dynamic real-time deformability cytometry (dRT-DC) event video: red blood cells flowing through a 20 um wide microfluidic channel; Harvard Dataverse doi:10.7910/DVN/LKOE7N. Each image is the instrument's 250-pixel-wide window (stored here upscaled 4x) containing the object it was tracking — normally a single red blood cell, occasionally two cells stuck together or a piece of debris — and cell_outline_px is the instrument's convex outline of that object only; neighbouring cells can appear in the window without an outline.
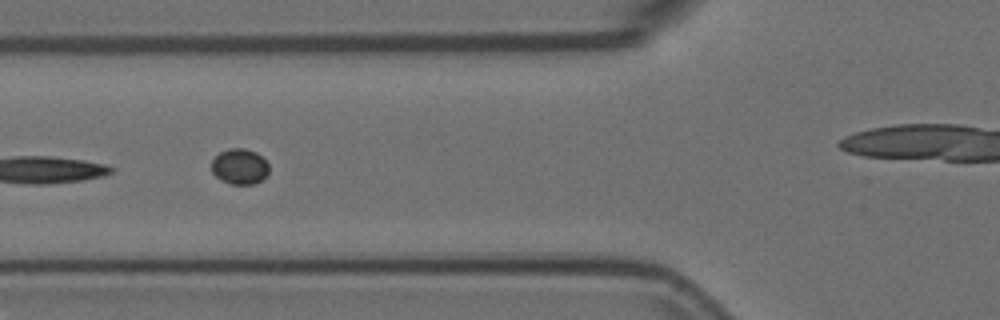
{"species": "Egyptian fruit bat (a non-hibernating species)", "species_latin": "Rousettus aegyptiacus", "temperature_condition": "room temperature", "stored_images_in_passage": 15, "camera_frame_rate_fps": 3000, "um_per_image_px": 0.085, "animal": {"sex": "female"}, "frame": {"image": 1, "passage_image": 5, "time_ms": 1.333, "image_size_px": [1000, 320], "cell_outline_px": [[268, 172], [256, 184], [232, 184], [220, 180], [212, 172], [212, 160], [220, 152], [232, 148], [244, 148], [256, 152], [268, 164]], "centroid_in_image_um": [20.35, 14.16], "position_along_channel_um": 105.4, "area_um2": 11.73}}
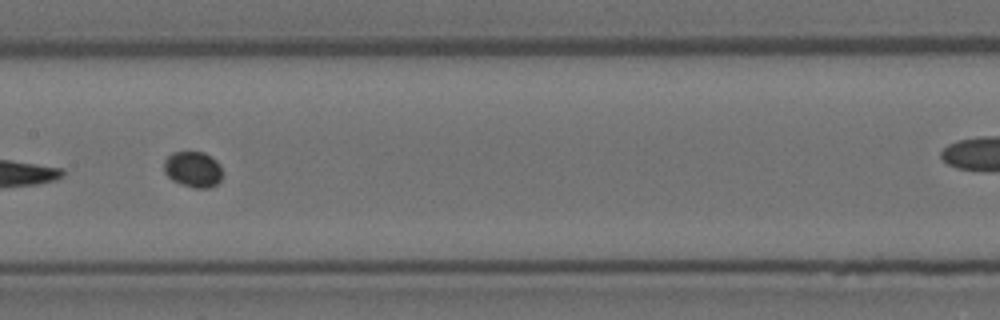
{"frame": {"image": 2, "passage_image": 7, "time_ms": 2.0, "image_size_px": [1000, 320], "cell_outline_px": [[220, 180], [216, 184], [208, 188], [192, 188], [180, 184], [172, 180], [164, 172], [164, 160], [172, 152], [204, 152], [212, 156], [220, 164]], "centroid_in_image_um": [16.39, 14.39], "position_along_channel_um": 191.0, "area_um2": 12.25}}
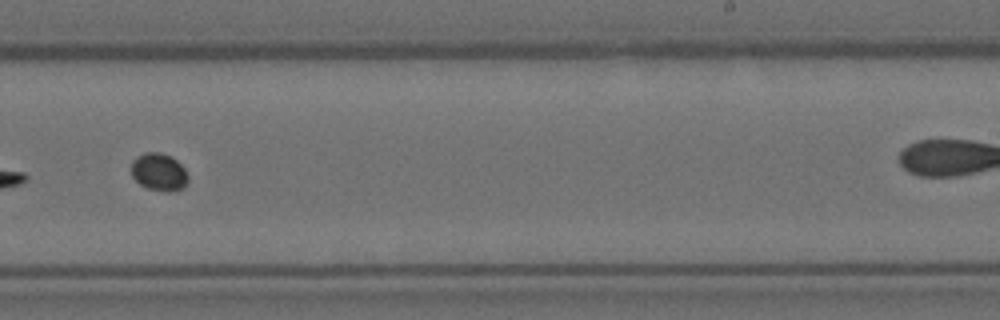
{"frame": {"image": 3, "passage_image": 9, "time_ms": 2.667, "image_size_px": [1000, 320], "cell_outline_px": [[188, 180], [184, 188], [172, 192], [164, 192], [148, 188], [140, 184], [132, 176], [132, 160], [136, 156], [144, 152], [160, 152], [176, 160], [184, 168], [188, 176]], "centroid_in_image_um": [13.51, 14.63], "position_along_channel_um": 275.5, "area_um2": 12.48}}